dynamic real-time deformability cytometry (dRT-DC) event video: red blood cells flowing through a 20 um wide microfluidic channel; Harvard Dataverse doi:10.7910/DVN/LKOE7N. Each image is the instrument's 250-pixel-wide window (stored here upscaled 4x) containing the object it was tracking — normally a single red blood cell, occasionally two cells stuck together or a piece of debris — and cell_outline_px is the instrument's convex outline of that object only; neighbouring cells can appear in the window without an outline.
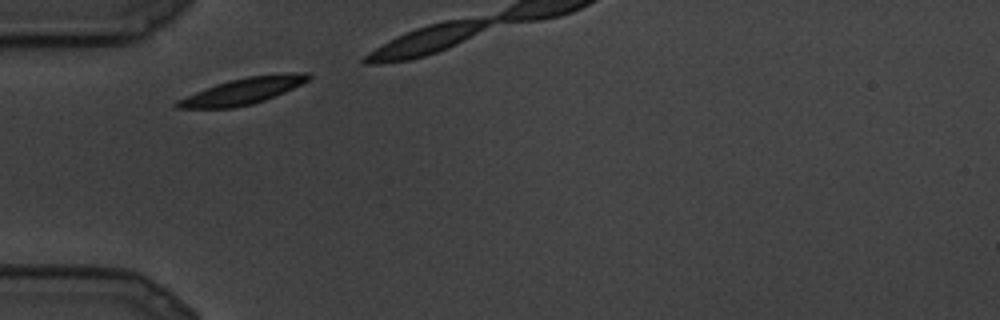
{"species": "common noctule bat (a hibernating species)", "species_latin": "Nyctalus noctula", "temperature_condition": "cold", "stored_images_in_passage": 4, "camera_frame_rate_fps": 3000, "um_per_image_px": 0.085, "animal": {"sex": "male", "body_mass_g": 19.5, "forearm_length_mm": 54.6}, "frame": {"image": 1, "passage_image": 1, "time_ms": 0.0, "image_size_px": [1000, 320], "cell_outline_px": [[312, 76], [308, 80], [276, 96], [252, 104], [232, 108], [176, 108], [172, 104], [176, 100], [216, 84], [248, 76], [300, 72], [308, 72]], "centroid_in_image_um": [20.62, 7.75], "position_along_channel_um": 64.4, "area_um2": 19.88}}